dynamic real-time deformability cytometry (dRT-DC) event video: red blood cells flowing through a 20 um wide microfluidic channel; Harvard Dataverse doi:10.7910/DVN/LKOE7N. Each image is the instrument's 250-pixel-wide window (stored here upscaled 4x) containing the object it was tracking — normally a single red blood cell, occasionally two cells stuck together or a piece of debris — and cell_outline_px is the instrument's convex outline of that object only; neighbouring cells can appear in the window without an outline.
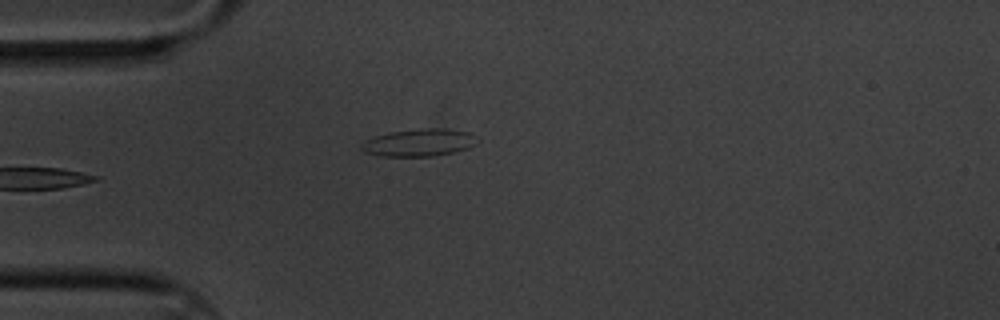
{"species": "common noctule bat (a hibernating species)", "species_latin": "Nyctalus noctula", "temperature_condition": "cold", "stored_images_in_passage": 5, "camera_frame_rate_fps": 3000, "um_per_image_px": 0.085, "animal": {"sex": "male", "body_mass_g": 20.1, "forearm_length_mm": 53.5}, "frame": {"image": 1, "passage_image": 5, "time_ms": 1.333, "image_size_px": [1000, 320], "cell_outline_px": [[480, 140], [476, 144], [468, 148], [452, 152], [432, 156], [380, 156], [364, 152], [360, 148], [360, 144], [364, 140], [376, 136], [392, 132], [420, 128], [448, 128], [472, 132]], "centroid_in_image_um": [35.66, 12.11], "position_along_channel_um": 49.3, "area_um2": 18.73}}